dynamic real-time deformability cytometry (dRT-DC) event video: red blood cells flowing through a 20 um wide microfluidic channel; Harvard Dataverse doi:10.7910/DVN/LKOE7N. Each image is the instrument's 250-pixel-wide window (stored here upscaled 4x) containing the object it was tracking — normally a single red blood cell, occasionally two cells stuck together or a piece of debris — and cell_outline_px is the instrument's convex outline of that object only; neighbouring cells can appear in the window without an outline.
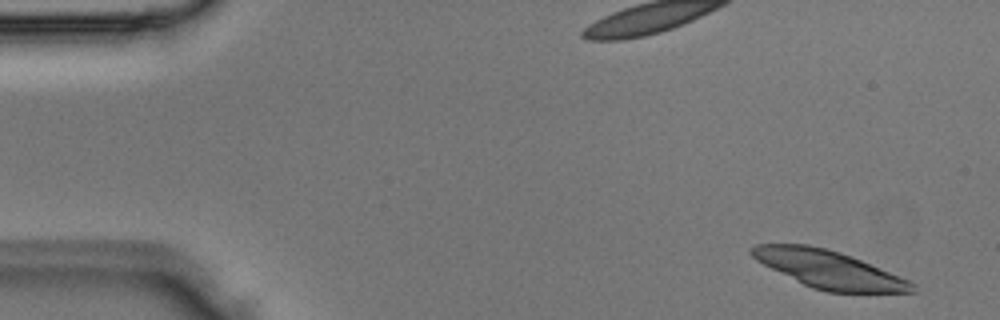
{"species": "Egyptian fruit bat (a non-hibernating species)", "species_latin": "Rousettus aegyptiacus", "temperature_condition": "room temperature", "stored_images_in_passage": 4, "camera_frame_rate_fps": 3000, "um_per_image_px": 0.085, "animal": {"sex": "male"}, "frame": {"image": 1, "passage_image": 1, "time_ms": 0.0, "image_size_px": [1000, 320], "cell_outline_px": [[916, 292], [828, 292], [812, 288], [756, 260], [748, 252], [756, 244], [808, 244], [840, 252], [852, 256], [908, 280], [916, 284]], "centroid_in_image_um": [70.46, 22.89], "position_along_channel_um": 14.5, "area_um2": 34.74}}